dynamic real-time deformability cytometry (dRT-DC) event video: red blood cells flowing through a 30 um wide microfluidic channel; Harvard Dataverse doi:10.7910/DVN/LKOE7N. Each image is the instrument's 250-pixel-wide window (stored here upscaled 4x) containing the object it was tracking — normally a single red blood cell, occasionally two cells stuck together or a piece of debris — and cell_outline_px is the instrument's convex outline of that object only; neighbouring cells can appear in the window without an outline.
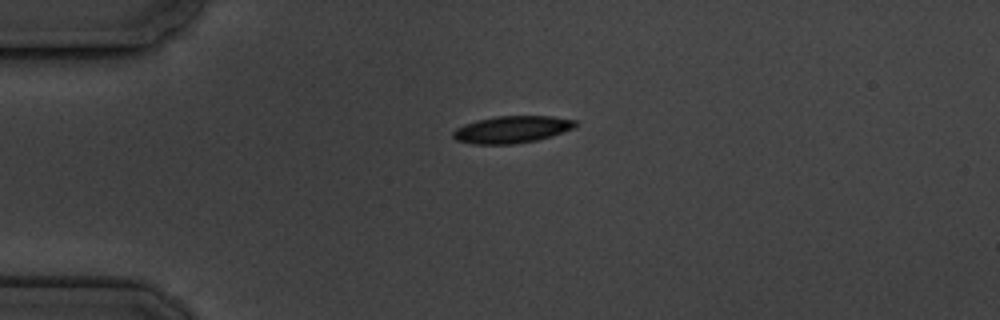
{"species": "common noctule bat (a hibernating species)", "species_latin": "Nyctalus noctula", "temperature_condition": "cold", "stored_images_in_passage": 3, "camera_frame_rate_fps": 3000, "um_per_image_px": 0.085, "animal": {"sex": "male", "body_mass_g": 19.5, "forearm_length_mm": 54.6}, "frame": {"image": 1, "passage_image": 1, "time_ms": 0.0, "image_size_px": [1000, 320], "cell_outline_px": [[580, 124], [572, 128], [552, 136], [536, 140], [512, 144], [472, 144], [456, 140], [452, 136], [452, 132], [456, 128], [464, 124], [476, 120], [496, 116], [552, 116], [576, 120]], "centroid_in_image_um": [43.5, 11.0], "position_along_channel_um": 41.5, "area_um2": 19.36}}